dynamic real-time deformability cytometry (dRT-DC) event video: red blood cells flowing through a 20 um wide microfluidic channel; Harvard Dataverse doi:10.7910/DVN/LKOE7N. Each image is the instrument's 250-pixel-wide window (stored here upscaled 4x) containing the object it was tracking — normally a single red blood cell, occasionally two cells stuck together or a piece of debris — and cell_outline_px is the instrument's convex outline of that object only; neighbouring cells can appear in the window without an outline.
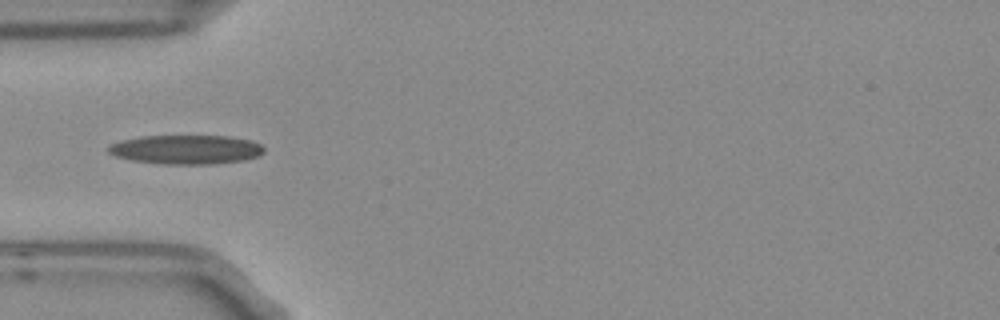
{"species": "Egyptian fruit bat (a non-hibernating species)", "species_latin": "Rousettus aegyptiacus", "temperature_condition": "room temperature", "stored_images_in_passage": 5, "camera_frame_rate_fps": 3000, "um_per_image_px": 0.085, "frame": {"image": 1, "passage_image": 5, "time_ms": 1.333, "image_size_px": [1000, 320], "cell_outline_px": [[264, 152], [260, 156], [244, 160], [212, 164], [164, 164], [132, 160], [116, 156], [108, 152], [108, 148], [112, 144], [120, 140], [140, 136], [228, 136], [252, 140], [260, 144], [264, 148]], "centroid_in_image_um": [15.85, 12.71], "position_along_channel_um": 69.1, "area_um2": 26.47}}